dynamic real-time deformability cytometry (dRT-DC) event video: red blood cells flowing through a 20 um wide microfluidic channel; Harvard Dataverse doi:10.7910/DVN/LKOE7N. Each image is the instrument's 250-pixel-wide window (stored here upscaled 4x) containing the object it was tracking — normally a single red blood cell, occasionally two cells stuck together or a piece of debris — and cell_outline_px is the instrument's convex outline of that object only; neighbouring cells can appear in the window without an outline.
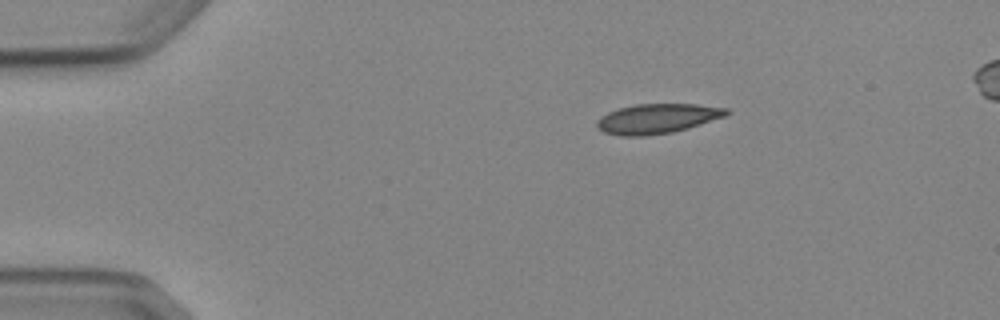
{"species": "Egyptian fruit bat (a non-hibernating species)", "species_latin": "Rousettus aegyptiacus", "temperature_condition": "cold", "stored_images_in_passage": 4, "camera_frame_rate_fps": 3000, "um_per_image_px": 0.085, "animal": {"sex": "female"}, "frame": {"image": 1, "passage_image": 1, "time_ms": 0.0, "image_size_px": [1000, 320], "cell_outline_px": [[732, 112], [728, 116], [688, 128], [672, 132], [644, 136], [620, 136], [604, 132], [596, 128], [596, 120], [600, 116], [608, 112], [620, 108], [636, 104], [696, 104], [728, 108]], "centroid_in_image_um": [55.89, 10.08], "position_along_channel_um": 29.1, "area_um2": 22.72}}
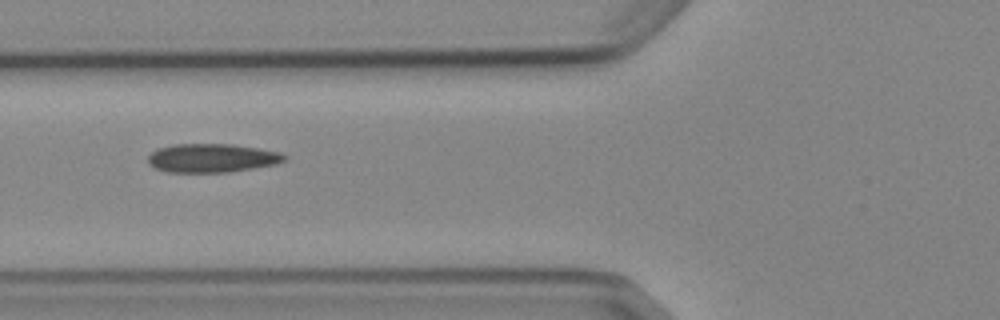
{"frame": {"image": 2, "passage_image": 4, "time_ms": 3.667, "image_size_px": [1000, 320], "cell_outline_px": [[288, 160], [276, 164], [228, 172], [168, 172], [156, 168], [148, 164], [148, 156], [156, 148], [172, 144], [232, 144], [280, 152], [288, 156]], "centroid_in_image_um": [18.01, 13.43], "position_along_channel_um": 107.8, "area_um2": 22.89}}